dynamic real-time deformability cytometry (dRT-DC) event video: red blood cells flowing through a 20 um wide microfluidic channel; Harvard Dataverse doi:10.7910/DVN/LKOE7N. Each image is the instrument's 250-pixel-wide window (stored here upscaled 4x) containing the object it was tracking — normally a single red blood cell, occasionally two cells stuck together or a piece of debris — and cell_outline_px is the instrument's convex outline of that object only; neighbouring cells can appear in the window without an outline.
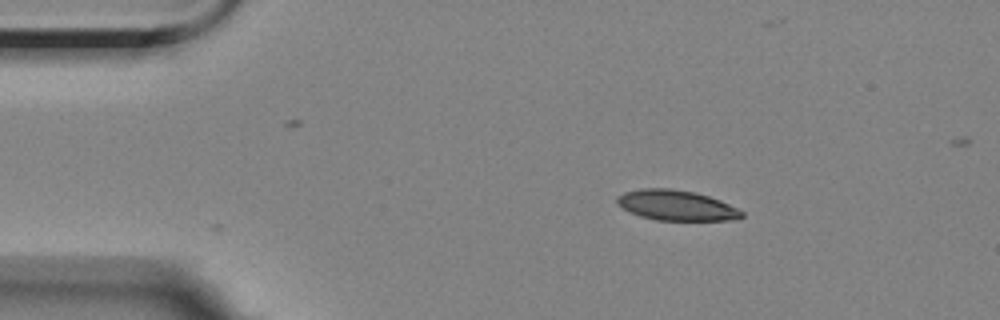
{"species": "Egyptian fruit bat (a non-hibernating species)", "species_latin": "Rousettus aegyptiacus", "temperature_condition": "room temperature", "stored_images_in_passage": 2, "camera_frame_rate_fps": 3000, "um_per_image_px": 0.085, "animal": {"sex": "female"}, "frame": {"image": 1, "passage_image": 1, "time_ms": 0.0, "image_size_px": [1000, 320], "cell_outline_px": [[744, 216], [732, 220], [656, 220], [640, 216], [616, 204], [616, 196], [624, 192], [640, 188], [672, 188], [692, 192], [708, 196], [720, 200], [744, 212]], "centroid_in_image_um": [57.46, 17.45], "position_along_channel_um": 27.5, "area_um2": 21.91}}